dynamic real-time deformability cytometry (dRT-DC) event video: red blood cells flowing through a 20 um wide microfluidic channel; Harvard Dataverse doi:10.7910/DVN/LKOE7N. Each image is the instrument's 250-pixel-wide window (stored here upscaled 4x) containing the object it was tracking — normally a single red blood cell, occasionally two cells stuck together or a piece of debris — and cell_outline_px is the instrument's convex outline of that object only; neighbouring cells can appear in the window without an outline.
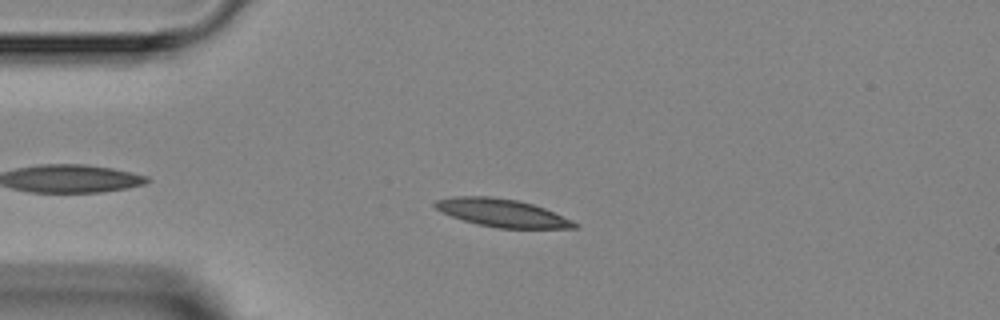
{"species": "Egyptian fruit bat (a non-hibernating species)", "species_latin": "Rousettus aegyptiacus", "temperature_condition": "room temperature", "stored_images_in_passage": 2, "camera_frame_rate_fps": 3000, "um_per_image_px": 0.085, "animal": {"sex": "female"}, "frame": {"image": 1, "passage_image": 2, "time_ms": 1.0, "image_size_px": [1000, 320], "cell_outline_px": [[580, 228], [496, 228], [476, 224], [440, 212], [432, 204], [436, 200], [456, 196], [488, 196], [516, 200], [532, 204], [544, 208], [572, 220], [580, 224]], "centroid_in_image_um": [42.68, 18.1], "position_along_channel_um": 42.3, "area_um2": 22.6}}